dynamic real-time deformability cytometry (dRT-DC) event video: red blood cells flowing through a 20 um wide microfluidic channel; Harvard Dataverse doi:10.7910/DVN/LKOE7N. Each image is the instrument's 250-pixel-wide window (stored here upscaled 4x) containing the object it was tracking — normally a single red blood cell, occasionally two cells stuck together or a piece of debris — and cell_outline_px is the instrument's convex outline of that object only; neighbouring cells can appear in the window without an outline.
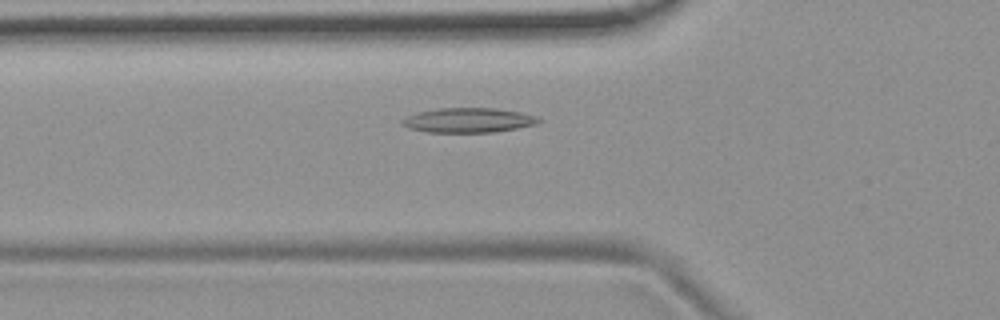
{"species": "common noctule bat (a hibernating species)", "species_latin": "Nyctalus noctula", "temperature_condition": "room temperature", "stored_images_in_passage": 50, "camera_frame_rate_fps": 3000, "um_per_image_px": 0.085, "animal": {"sex": "female", "body_mass_g": 19.9}, "frame": {"image": 1, "passage_image": 15, "time_ms": 4.667, "image_size_px": [1000, 320], "cell_outline_px": [[544, 120], [536, 124], [496, 132], [428, 132], [408, 128], [400, 124], [400, 120], [416, 112], [440, 108], [496, 108], [520, 112], [536, 116]], "centroid_in_image_um": [39.8, 10.22], "position_along_channel_um": 86.0, "area_um2": 19.71}}
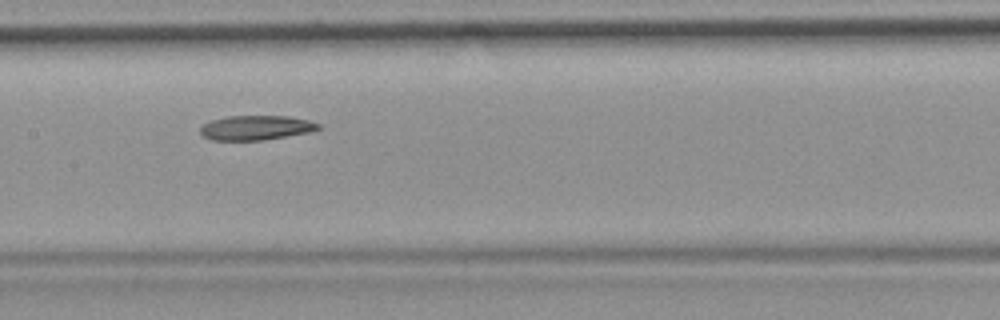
{"frame": {"image": 2, "passage_image": 23, "time_ms": 7.333, "image_size_px": [1000, 320], "cell_outline_px": [[320, 128], [312, 132], [264, 140], [212, 140], [204, 136], [200, 132], [200, 128], [204, 124], [212, 120], [228, 116], [288, 116], [308, 120], [320, 124]], "centroid_in_image_um": [21.79, 10.86], "position_along_channel_um": 185.6, "area_um2": 16.88}}
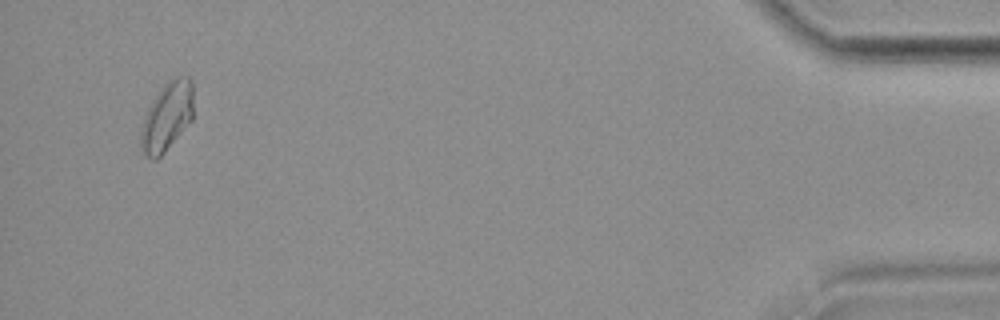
{"frame": {"image": 3, "passage_image": 48, "time_ms": 15.667, "image_size_px": [1000, 320], "cell_outline_px": [[192, 120], [164, 152], [156, 160], [152, 160], [144, 156], [140, 152], [140, 128], [144, 116], [152, 100], [160, 88], [168, 80], [180, 76], [188, 76], [192, 84]], "centroid_in_image_um": [14.14, 9.94], "position_along_channel_um": 421.1, "area_um2": 21.21}}